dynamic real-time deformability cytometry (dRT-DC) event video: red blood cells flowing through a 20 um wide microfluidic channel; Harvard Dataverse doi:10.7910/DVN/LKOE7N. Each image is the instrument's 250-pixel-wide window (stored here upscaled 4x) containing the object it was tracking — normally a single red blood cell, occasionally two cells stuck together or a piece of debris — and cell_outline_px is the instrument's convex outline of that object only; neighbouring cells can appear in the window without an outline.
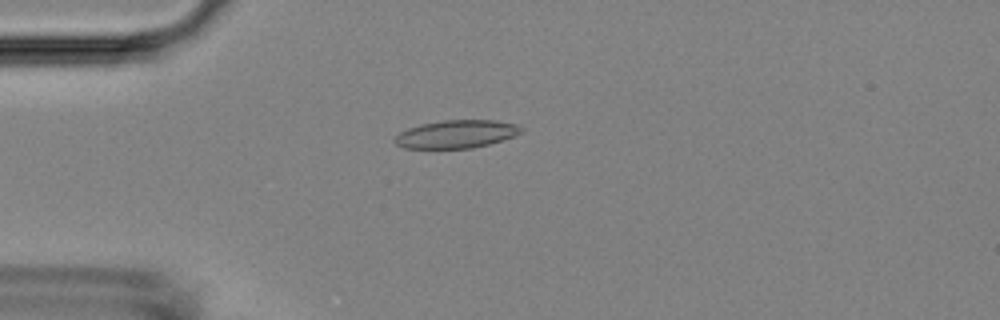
{"species": "Egyptian fruit bat (a non-hibernating species)", "species_latin": "Rousettus aegyptiacus", "temperature_condition": "room temperature", "stored_images_in_passage": 50, "camera_frame_rate_fps": 3000, "um_per_image_px": 0.085, "animal": {"sex": "female"}, "frame": {"image": 1, "passage_image": 10, "time_ms": 3.0, "image_size_px": [1000, 320], "cell_outline_px": [[524, 132], [488, 144], [472, 148], [404, 148], [396, 144], [392, 140], [400, 132], [408, 128], [420, 124], [444, 120], [496, 120], [516, 124], [524, 128]], "centroid_in_image_um": [38.78, 11.39], "position_along_channel_um": 46.2, "area_um2": 20.58}}
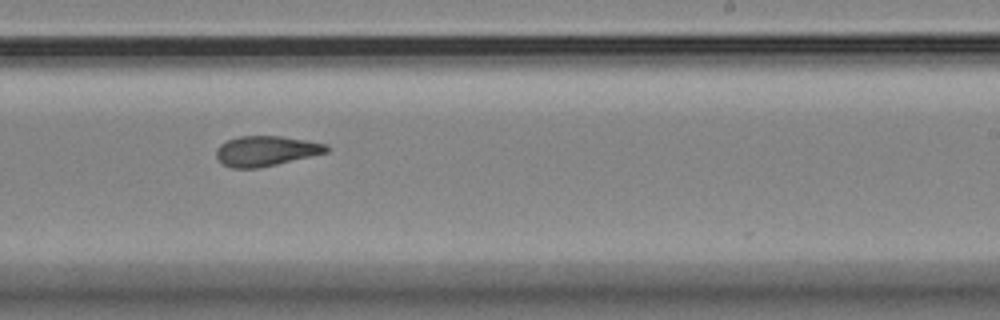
{"frame": {"image": 2, "passage_image": 29, "time_ms": 9.333, "image_size_px": [1000, 320], "cell_outline_px": [[328, 152], [276, 164], [256, 168], [232, 168], [224, 164], [216, 156], [216, 148], [220, 144], [228, 140], [240, 136], [280, 136], [308, 140], [328, 144]], "centroid_in_image_um": [22.61, 12.82], "position_along_channel_um": 266.4, "area_um2": 19.19}}
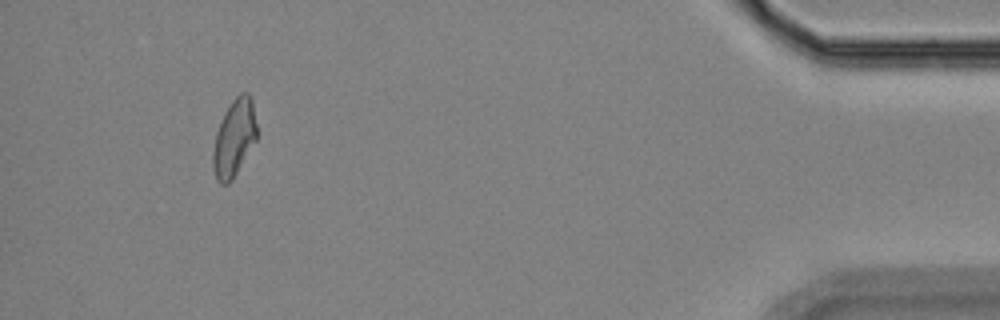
{"frame": {"image": 3, "passage_image": 46, "time_ms": 15.0, "image_size_px": [1000, 320], "cell_outline_px": [[256, 140], [232, 180], [228, 184], [220, 184], [216, 180], [212, 168], [212, 152], [216, 132], [224, 112], [232, 100], [240, 92], [248, 92], [252, 100], [256, 124]], "centroid_in_image_um": [19.88, 11.74], "position_along_channel_um": 415.3, "area_um2": 19.77}, "authors_computed_cell_mechanics": {"area_um2": 19.9121, "velocity_mm_per_s": 3.7284, "shape_relaxation_time_tau1_ms": null, "shape_relaxation_time_tau2_ms": 2.1586, "deformation_change_tau1": null, "deformation_change_tau2": 0.0876}}